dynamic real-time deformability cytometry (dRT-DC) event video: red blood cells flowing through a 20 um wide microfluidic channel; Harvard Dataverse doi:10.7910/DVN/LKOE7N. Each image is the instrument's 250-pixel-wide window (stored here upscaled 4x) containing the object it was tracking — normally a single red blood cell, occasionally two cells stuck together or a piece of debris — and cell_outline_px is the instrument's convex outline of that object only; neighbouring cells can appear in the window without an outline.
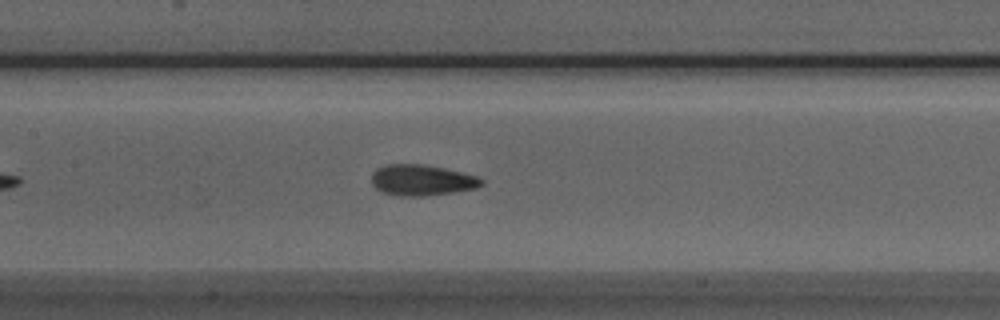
{"species": "Egyptian fruit bat (a non-hibernating species)", "species_latin": "Rousettus aegyptiacus", "temperature_condition": "room temperature", "stored_images_in_passage": 33, "camera_frame_rate_fps": 3000, "um_per_image_px": 0.085, "animal": {"sex": "male"}, "frame": {"image": 1, "passage_image": 9, "time_ms": 2.667, "image_size_px": [1000, 320], "cell_outline_px": [[484, 184], [476, 188], [428, 196], [396, 196], [384, 192], [376, 188], [372, 184], [372, 172], [376, 168], [384, 164], [424, 164], [444, 168], [476, 176], [484, 180]], "centroid_in_image_um": [35.83, 15.31], "position_along_channel_um": 171.6, "area_um2": 19.88}}
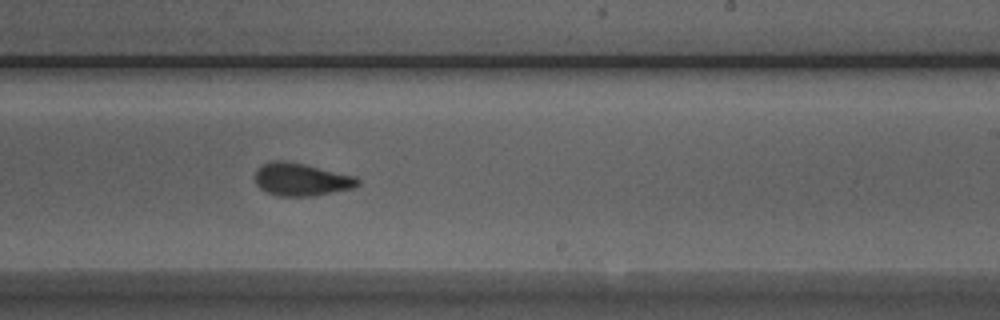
{"frame": {"image": 2, "passage_image": 16, "time_ms": 5.0, "image_size_px": [1000, 320], "cell_outline_px": [[360, 184], [352, 188], [312, 196], [276, 196], [260, 188], [256, 184], [256, 168], [268, 160], [284, 160], [304, 164], [356, 176], [360, 180]], "centroid_in_image_um": [25.58, 15.24], "position_along_channel_um": 263.4, "area_um2": 19.65}}
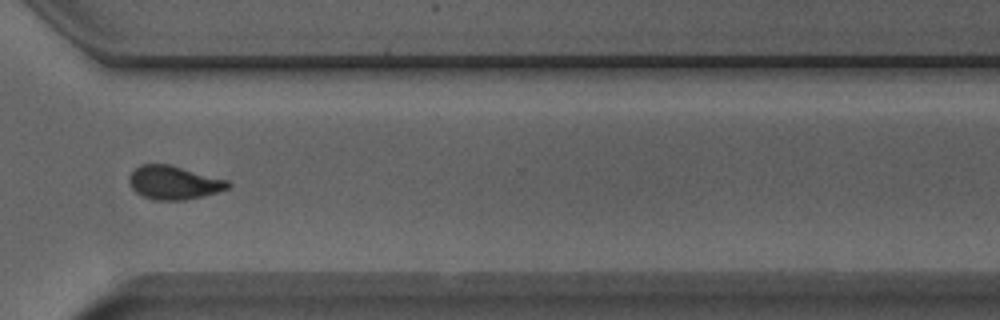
{"frame": {"image": 3, "passage_image": 23, "time_ms": 7.333, "image_size_px": [1000, 320], "cell_outline_px": [[232, 184], [228, 188], [204, 196], [184, 200], [156, 200], [144, 196], [136, 192], [132, 188], [128, 180], [128, 176], [140, 164], [168, 164], [228, 180]], "centroid_in_image_um": [14.77, 15.52], "position_along_channel_um": 355.8, "area_um2": 19.19}}